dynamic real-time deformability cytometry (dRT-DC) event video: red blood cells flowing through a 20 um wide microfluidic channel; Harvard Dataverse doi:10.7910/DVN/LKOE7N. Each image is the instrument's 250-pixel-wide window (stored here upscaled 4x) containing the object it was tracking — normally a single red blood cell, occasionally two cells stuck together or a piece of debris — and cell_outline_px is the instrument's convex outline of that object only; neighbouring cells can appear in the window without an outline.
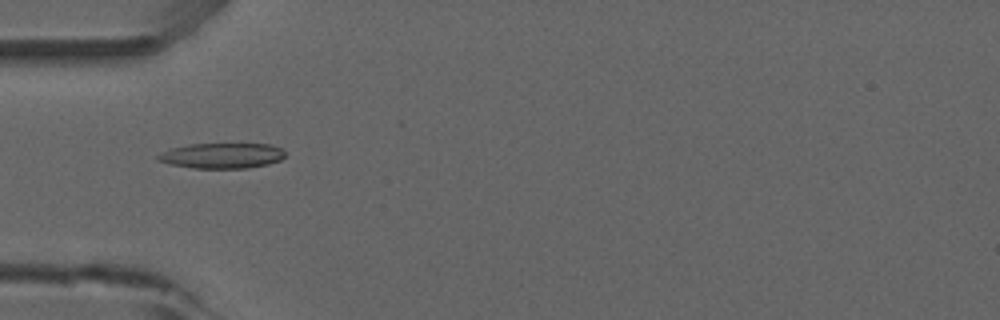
{"species": "common noctule bat (a hibernating species)", "species_latin": "Nyctalus noctula", "temperature_condition": "room temperature", "stored_images_in_passage": 52, "camera_frame_rate_fps": 3000, "um_per_image_px": 0.085, "animal": {"sex": "male", "forearm_length_mm": 52.5}, "frame": {"image": 1, "passage_image": 16, "time_ms": 5.0, "image_size_px": [1000, 320], "cell_outline_px": [[284, 156], [280, 160], [268, 164], [248, 168], [192, 168], [172, 164], [156, 160], [156, 156], [172, 148], [192, 144], [272, 144], [280, 148], [284, 152]], "centroid_in_image_um": [18.89, 13.23], "position_along_channel_um": 66.1, "area_um2": 18.61}}
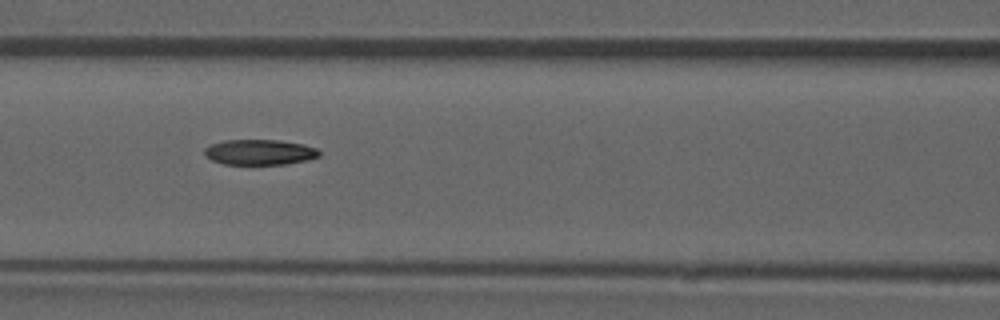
{"frame": {"image": 2, "passage_image": 22, "time_ms": 7.0, "image_size_px": [1000, 320], "cell_outline_px": [[320, 156], [308, 160], [288, 164], [224, 164], [212, 160], [204, 152], [204, 148], [208, 144], [224, 140], [276, 140], [304, 144], [316, 148], [320, 152]], "centroid_in_image_um": [22.07, 12.93], "position_along_channel_um": 144.5, "area_um2": 17.05}}
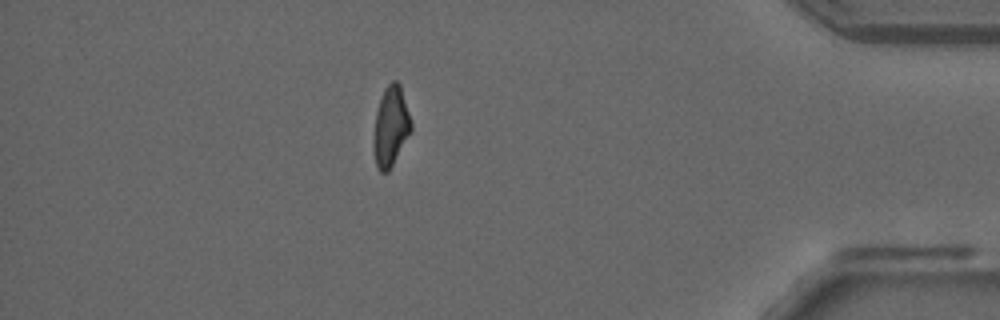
{"frame": {"image": 3, "passage_image": 45, "time_ms": 14.667, "image_size_px": [1000, 320], "cell_outline_px": [[412, 132], [388, 172], [380, 172], [376, 168], [372, 148], [372, 140], [376, 112], [380, 96], [384, 88], [392, 80], [396, 80], [400, 84], [412, 124]], "centroid_in_image_um": [33.19, 10.77], "position_along_channel_um": 402.0, "area_um2": 17.92}, "authors_computed_cell_mechanics": {"area_um2": 17.9758, "velocity_mm_per_s": 3.9227, "shape_relaxation_time_tau1_ms": 7.9837, "shape_relaxation_time_tau2_ms": 2.8447, "deformation_change_tau1": 0.215, "deformation_change_tau2": 0.0927}}